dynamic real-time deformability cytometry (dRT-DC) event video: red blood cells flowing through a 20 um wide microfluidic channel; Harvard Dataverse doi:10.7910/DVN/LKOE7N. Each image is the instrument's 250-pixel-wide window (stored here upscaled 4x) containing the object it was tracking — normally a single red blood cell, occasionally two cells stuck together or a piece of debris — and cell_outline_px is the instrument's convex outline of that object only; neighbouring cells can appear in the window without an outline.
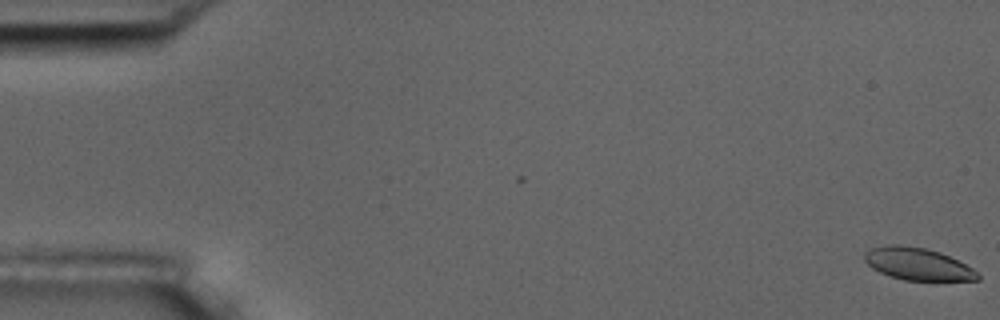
{"species": "common noctule bat (a hibernating species)", "species_latin": "Nyctalus noctula", "temperature_condition": "room temperature", "stored_images_in_passage": 56, "camera_frame_rate_fps": 3000, "um_per_image_px": 0.085, "animal": {"sex": "male", "body_mass_g": 17.5, "forearm_length_mm": 52.3}, "frame": {"image": 1, "passage_image": 1, "time_ms": 0.0, "image_size_px": [1000, 320], "cell_outline_px": [[980, 280], [904, 280], [880, 272], [872, 268], [864, 260], [864, 252], [868, 248], [888, 244], [900, 244], [924, 248], [940, 252], [980, 272]], "centroid_in_image_um": [77.98, 22.42], "position_along_channel_um": 7.0, "area_um2": 21.27}}
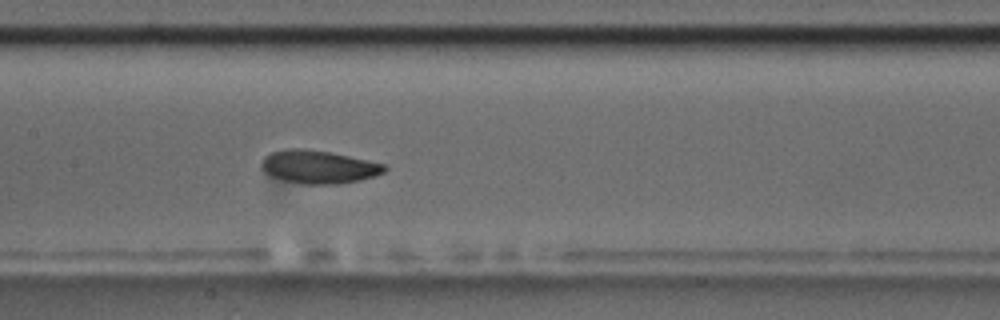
{"frame": {"image": 2, "passage_image": 28, "time_ms": 9.0, "image_size_px": [1000, 320], "cell_outline_px": [[388, 168], [384, 172], [376, 176], [360, 180], [340, 184], [304, 184], [268, 176], [260, 168], [260, 164], [264, 156], [272, 152], [284, 148], [304, 148], [328, 152], [348, 156], [384, 164]], "centroid_in_image_um": [27.04, 14.19], "position_along_channel_um": 180.4, "area_um2": 23.87}}
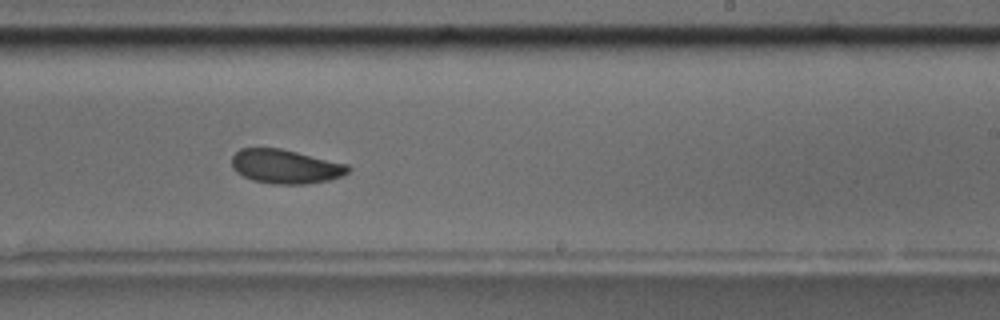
{"frame": {"image": 3, "passage_image": 35, "time_ms": 11.333, "image_size_px": [1000, 320], "cell_outline_px": [[352, 168], [348, 172], [340, 176], [328, 180], [304, 184], [272, 184], [252, 180], [236, 172], [232, 168], [232, 156], [240, 148], [280, 148], [348, 164]], "centroid_in_image_um": [24.25, 14.15], "position_along_channel_um": 264.8, "area_um2": 23.06}, "authors_computed_cell_mechanics": {"area_um2": 23.2067, "velocity_mm_per_s": 3.6324, "shape_relaxation_time_tau1_ms": 3.6758, "shape_relaxation_time_tau2_ms": 3.2615, "deformation_change_tau1": 0.1103, "deformation_change_tau2": 0.0759}}